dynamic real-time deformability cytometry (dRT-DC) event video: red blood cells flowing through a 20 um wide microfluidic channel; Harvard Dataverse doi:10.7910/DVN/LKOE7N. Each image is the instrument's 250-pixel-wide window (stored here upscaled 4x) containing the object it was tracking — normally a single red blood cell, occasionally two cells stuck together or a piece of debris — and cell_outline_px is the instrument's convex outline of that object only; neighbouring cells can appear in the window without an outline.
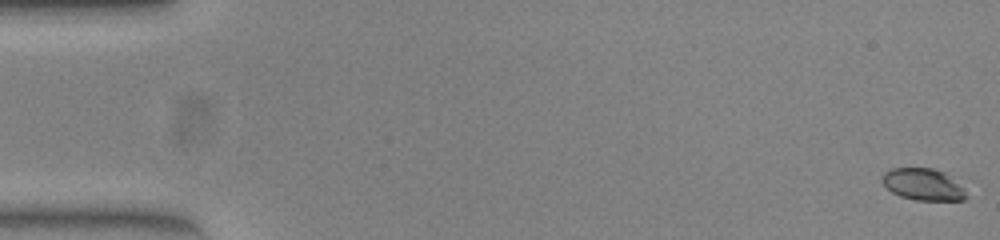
{"species": "common noctule bat (a hibernating species)", "species_latin": "Nyctalus noctula", "temperature_condition": "warm", "stored_images_in_passage": 53, "camera_frame_rate_fps": 3000, "um_per_image_px": 0.085, "animal": {"sex": "female", "body_mass_g": 23.0, "forearm_length_mm": 53.4}, "frame": {"image": 1, "passage_image": 1, "time_ms": 0.0, "image_size_px": [1000, 240], "cell_outline_px": [[968, 196], [964, 200], [916, 200], [900, 196], [892, 192], [880, 180], [880, 176], [884, 172], [892, 168], [932, 168], [944, 172], [964, 188]], "centroid_in_image_um": [78.45, 15.67], "position_along_channel_um": 6.6, "area_um2": 15.61}}
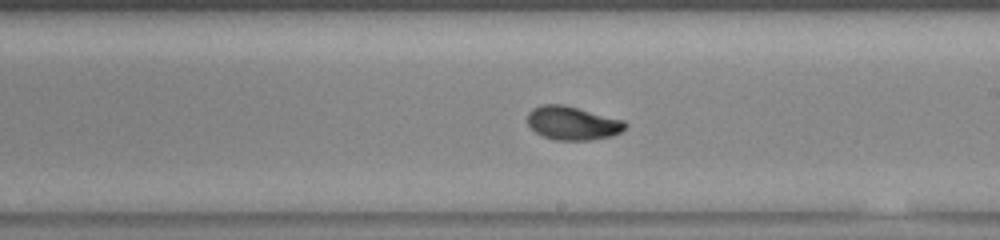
{"frame": {"image": 2, "passage_image": 31, "time_ms": 10.0, "image_size_px": [1000, 240], "cell_outline_px": [[628, 124], [620, 132], [612, 136], [592, 140], [556, 140], [544, 136], [536, 132], [528, 124], [528, 112], [532, 108], [540, 104], [564, 104], [624, 120]], "centroid_in_image_um": [48.67, 10.45], "position_along_channel_um": 240.3, "area_um2": 19.19}}
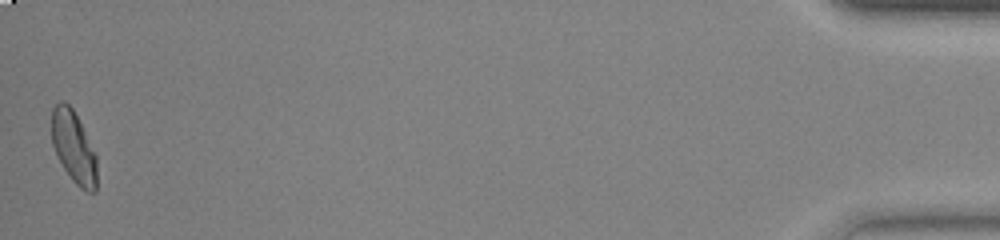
{"frame": {"image": 3, "passage_image": 53, "time_ms": 17.333, "image_size_px": [1000, 240], "cell_outline_px": [[96, 192], [88, 192], [80, 188], [72, 180], [64, 168], [52, 144], [52, 108], [60, 100], [64, 100], [72, 108], [96, 156]], "centroid_in_image_um": [6.25, 12.51], "position_along_channel_um": 429.0, "area_um2": 18.5}, "authors_computed_cell_mechanics": {"area_um2": 18.6116, "velocity_mm_per_s": 3.8993, "shape_relaxation_time_tau1_ms": 4.4941, "shape_relaxation_time_tau2_ms": 1.511, "deformation_change_tau1": 0.1552, "deformation_change_tau2": 0.0507}}